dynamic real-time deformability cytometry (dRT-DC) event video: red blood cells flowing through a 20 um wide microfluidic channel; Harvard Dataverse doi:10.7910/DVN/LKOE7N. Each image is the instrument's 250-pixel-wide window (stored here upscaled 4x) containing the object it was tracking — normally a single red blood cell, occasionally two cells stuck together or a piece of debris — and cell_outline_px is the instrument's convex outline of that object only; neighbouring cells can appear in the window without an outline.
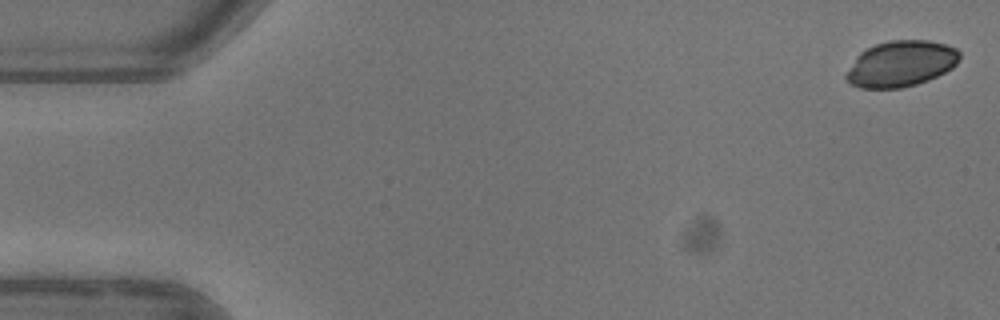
{"species": "common noctule bat (a hibernating species)", "species_latin": "Nyctalus noctula", "temperature_condition": "warm", "stored_images_in_passage": 6, "camera_frame_rate_fps": 3000, "um_per_image_px": 0.085, "animal": {"sex": "female"}, "frame": {"image": 1, "passage_image": 1, "time_ms": 0.0, "image_size_px": [1000, 320], "cell_outline_px": [[960, 56], [956, 64], [952, 68], [928, 80], [916, 84], [900, 88], [860, 88], [848, 84], [844, 76], [856, 56], [860, 52], [876, 44], [888, 40], [928, 40], [944, 44], [956, 48], [960, 52]], "centroid_in_image_um": [76.55, 5.42], "position_along_channel_um": 8.4, "area_um2": 30.4}}